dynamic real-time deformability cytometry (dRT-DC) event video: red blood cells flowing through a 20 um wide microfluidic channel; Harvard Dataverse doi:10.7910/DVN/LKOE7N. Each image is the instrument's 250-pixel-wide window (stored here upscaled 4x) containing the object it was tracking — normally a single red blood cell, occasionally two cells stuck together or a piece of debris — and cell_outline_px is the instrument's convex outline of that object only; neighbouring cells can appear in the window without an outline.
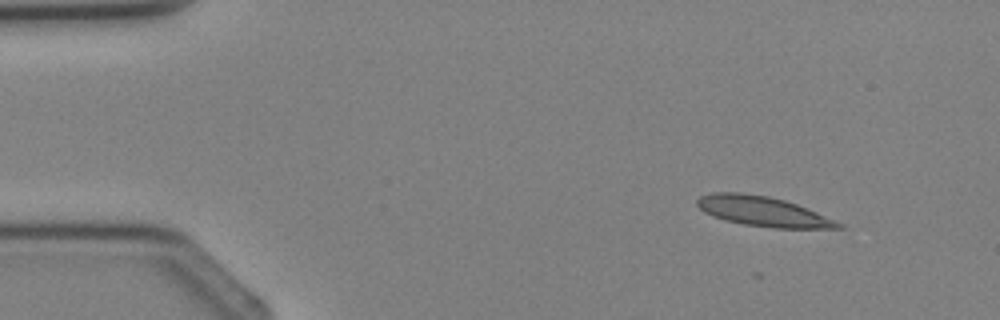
{"species": "Egyptian fruit bat (a non-hibernating species)", "species_latin": "Rousettus aegyptiacus", "temperature_condition": "cold", "stored_images_in_passage": 3, "camera_frame_rate_fps": 3000, "um_per_image_px": 0.085, "animal": {"sex": "female"}, "frame": {"image": 1, "passage_image": 3, "time_ms": 2.667, "image_size_px": [1000, 320], "cell_outline_px": [[844, 228], [776, 228], [744, 224], [724, 220], [712, 216], [704, 212], [696, 204], [696, 200], [700, 196], [712, 192], [740, 192], [768, 196], [784, 200], [796, 204], [836, 220], [844, 224]], "centroid_in_image_um": [64.82, 17.96], "position_along_channel_um": 20.2, "area_um2": 24.51}}